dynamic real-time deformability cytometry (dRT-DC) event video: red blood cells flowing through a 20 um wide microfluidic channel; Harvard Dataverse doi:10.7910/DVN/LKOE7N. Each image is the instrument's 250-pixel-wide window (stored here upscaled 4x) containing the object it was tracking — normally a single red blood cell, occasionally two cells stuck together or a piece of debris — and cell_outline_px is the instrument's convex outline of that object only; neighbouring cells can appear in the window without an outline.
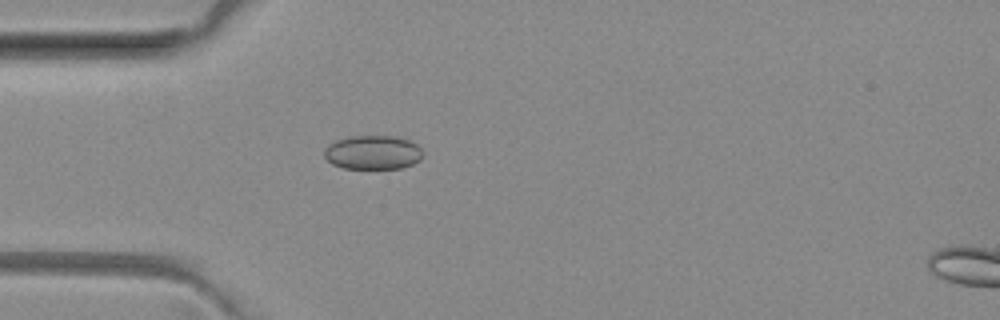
{"species": "common noctule bat (a hibernating species)", "species_latin": "Nyctalus noctula", "temperature_condition": "room temperature", "stored_images_in_passage": 47, "camera_frame_rate_fps": 3000, "um_per_image_px": 0.085, "animal": {"sex": "female", "body_mass_g": 29.2, "forearm_length_mm": 56.3}, "frame": {"image": 1, "passage_image": 11, "time_ms": 3.333, "image_size_px": [1000, 320], "cell_outline_px": [[424, 152], [420, 160], [412, 164], [400, 168], [344, 168], [332, 164], [324, 156], [324, 148], [328, 144], [336, 140], [348, 136], [396, 136], [412, 140]], "centroid_in_image_um": [31.7, 12.94], "position_along_channel_um": 53.3, "area_um2": 19.71}}
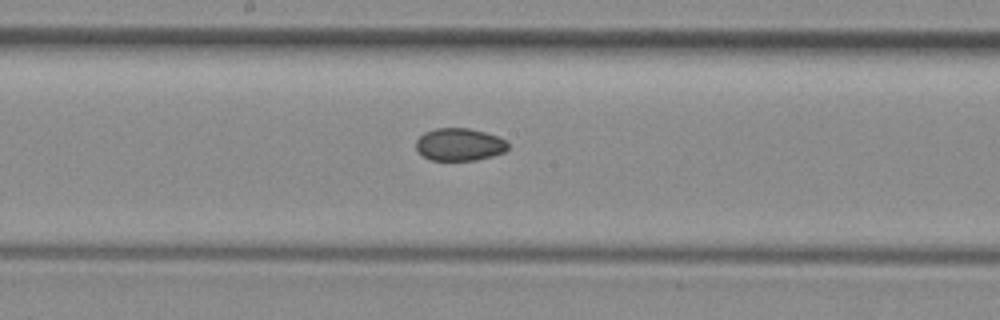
{"frame": {"image": 2, "passage_image": 23, "time_ms": 7.333, "image_size_px": [1000, 320], "cell_outline_px": [[508, 148], [504, 152], [492, 156], [476, 160], [428, 160], [416, 148], [416, 140], [424, 132], [436, 128], [468, 128], [484, 132], [508, 140]], "centroid_in_image_um": [39.06, 12.28], "position_along_channel_um": 209.1, "area_um2": 17.46}}
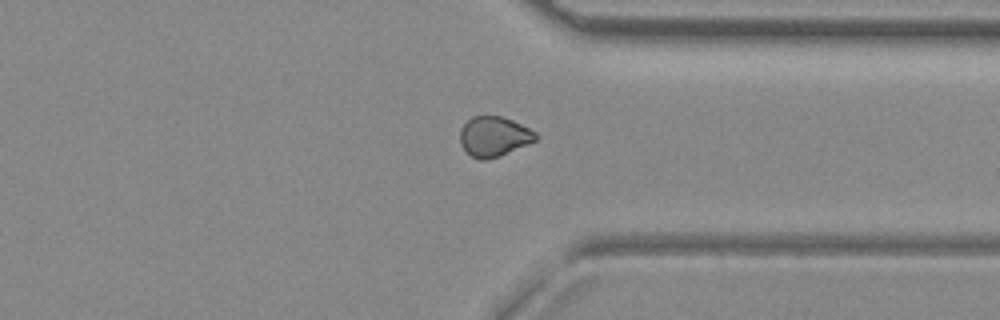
{"frame": {"image": 3, "passage_image": 35, "time_ms": 11.333, "image_size_px": [1000, 320], "cell_outline_px": [[536, 140], [528, 144], [500, 156], [484, 160], [480, 160], [472, 156], [460, 144], [460, 128], [472, 116], [500, 116], [512, 120], [536, 132]], "centroid_in_image_um": [41.97, 11.6], "position_along_channel_um": 369.4, "area_um2": 17.46}, "authors_computed_cell_mechanics": {"area_um2": 18.2648, "velocity_mm_per_s": 4.059, "shape_relaxation_time_tau1_ms": null, "shape_relaxation_time_tau2_ms": 5.7543, "deformation_change_tau1": null, "deformation_change_tau2": 0.0701}}